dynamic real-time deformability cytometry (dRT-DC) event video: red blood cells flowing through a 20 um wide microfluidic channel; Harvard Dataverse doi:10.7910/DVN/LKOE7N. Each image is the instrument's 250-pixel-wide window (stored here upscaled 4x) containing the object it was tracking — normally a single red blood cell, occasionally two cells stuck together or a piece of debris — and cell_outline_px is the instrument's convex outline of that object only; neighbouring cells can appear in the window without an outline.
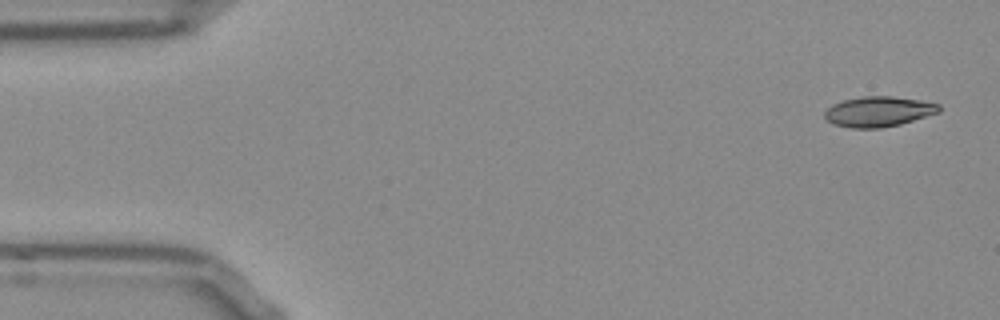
{"species": "Egyptian fruit bat (a non-hibernating species)", "species_latin": "Rousettus aegyptiacus", "temperature_condition": "room temperature", "stored_images_in_passage": 51, "camera_frame_rate_fps": 3000, "um_per_image_px": 0.085, "frame": {"image": 1, "passage_image": 1, "time_ms": 0.0, "image_size_px": [1000, 320], "cell_outline_px": [[940, 112], [900, 124], [880, 128], [852, 128], [832, 124], [824, 120], [824, 112], [832, 104], [844, 100], [860, 96], [892, 96], [920, 100], [940, 104]], "centroid_in_image_um": [74.64, 9.48], "position_along_channel_um": 10.4, "area_um2": 20.29}}
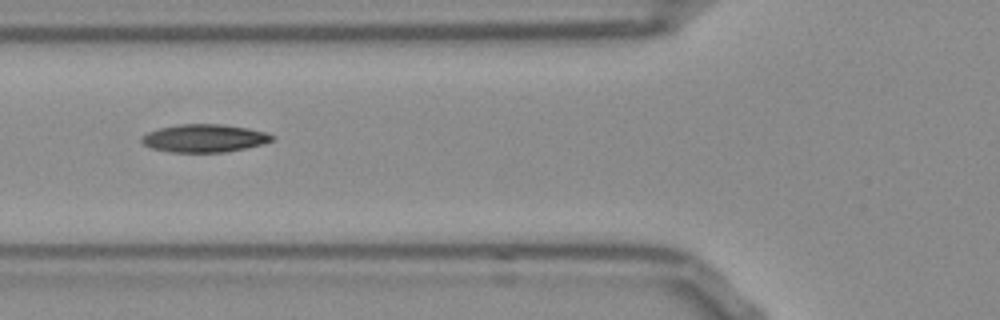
{"frame": {"image": 2, "passage_image": 18, "time_ms": 5.667, "image_size_px": [1000, 320], "cell_outline_px": [[276, 136], [272, 140], [264, 144], [224, 152], [172, 152], [152, 148], [144, 144], [140, 140], [140, 136], [156, 128], [180, 124], [224, 124], [248, 128], [268, 132]], "centroid_in_image_um": [17.37, 11.73], "position_along_channel_um": 108.4, "area_um2": 21.39}}
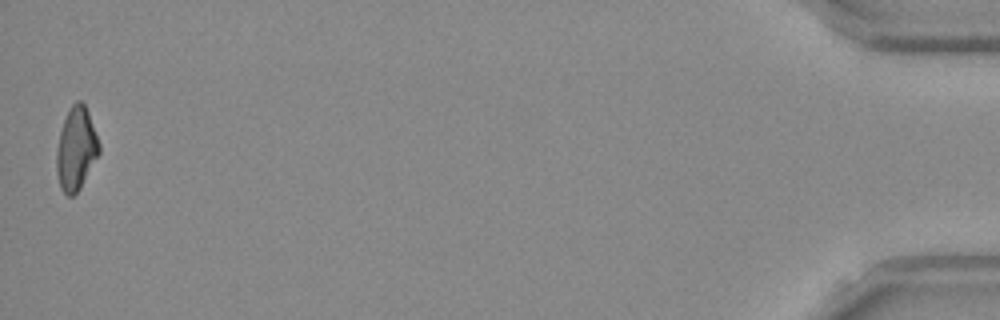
{"frame": {"image": 3, "passage_image": 51, "time_ms": 16.667, "image_size_px": [1000, 320], "cell_outline_px": [[100, 152], [80, 188], [72, 196], [68, 196], [60, 188], [56, 172], [56, 152], [60, 132], [64, 120], [72, 104], [76, 100], [80, 100], [84, 104], [88, 112], [100, 144]], "centroid_in_image_um": [6.46, 12.66], "position_along_channel_um": 428.7, "area_um2": 20.4}, "authors_computed_cell_mechanics": {"area_um2": 20.7502, "velocity_mm_per_s": 3.8177, "shape_relaxation_time_tau1_ms": 7.3789, "shape_relaxation_time_tau2_ms": 3.708, "deformation_change_tau1": 0.1868, "deformation_change_tau2": 0.0918}}